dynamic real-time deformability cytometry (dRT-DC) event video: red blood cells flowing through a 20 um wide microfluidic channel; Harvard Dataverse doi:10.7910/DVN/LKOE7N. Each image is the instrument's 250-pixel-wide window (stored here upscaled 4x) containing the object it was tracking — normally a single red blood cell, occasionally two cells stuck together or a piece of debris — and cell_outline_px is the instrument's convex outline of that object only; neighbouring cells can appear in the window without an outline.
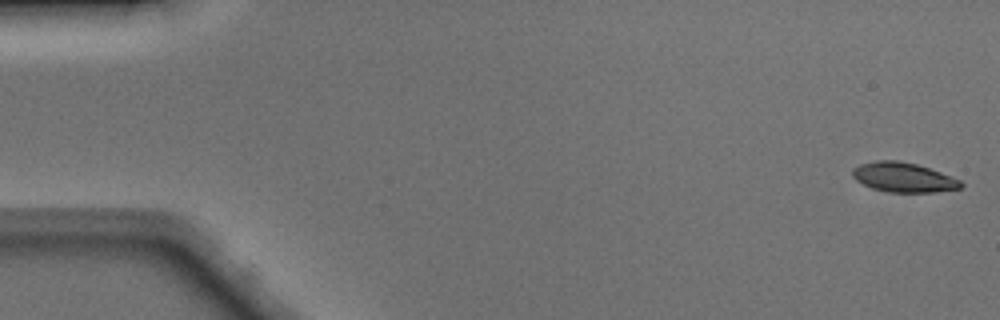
{"species": "Egyptian fruit bat (a non-hibernating species)", "species_latin": "Rousettus aegyptiacus", "temperature_condition": "warm", "stored_images_in_passage": 28, "camera_frame_rate_fps": 3000, "um_per_image_px": 0.085, "animal": {"sex": "male"}, "frame": {"image": 1, "passage_image": 1, "time_ms": 0.0, "image_size_px": [1000, 320], "cell_outline_px": [[964, 184], [960, 188], [932, 192], [888, 192], [872, 188], [856, 180], [852, 176], [852, 168], [860, 164], [876, 160], [896, 160], [916, 164], [940, 172], [960, 180]], "centroid_in_image_um": [76.76, 15.07], "position_along_channel_um": 8.2, "area_um2": 18.55}}
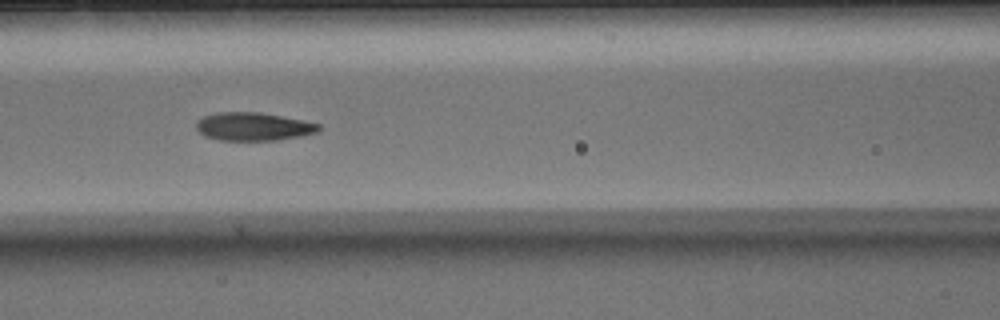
{"frame": {"image": 2, "passage_image": 21, "time_ms": 6.667, "image_size_px": [1000, 320], "cell_outline_px": [[320, 128], [316, 132], [300, 136], [276, 140], [220, 140], [204, 136], [196, 128], [196, 120], [204, 116], [216, 112], [260, 112], [320, 124]], "centroid_in_image_um": [21.48, 10.75], "position_along_channel_um": 145.1, "area_um2": 19.94}}
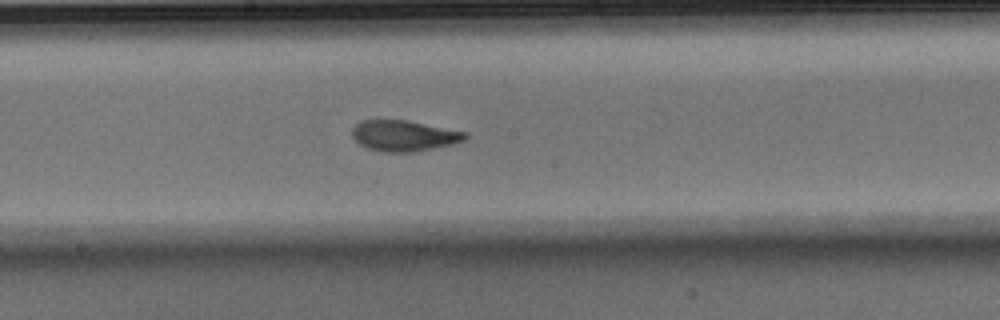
{"frame": {"image": 3, "passage_image": 26, "time_ms": 8.333, "image_size_px": [1000, 320], "cell_outline_px": [[468, 136], [464, 140], [452, 144], [432, 148], [408, 152], [384, 152], [368, 148], [360, 144], [352, 136], [352, 128], [360, 120], [408, 120], [468, 132]], "centroid_in_image_um": [34.34, 11.52], "position_along_channel_um": 213.9, "area_um2": 20.23}}